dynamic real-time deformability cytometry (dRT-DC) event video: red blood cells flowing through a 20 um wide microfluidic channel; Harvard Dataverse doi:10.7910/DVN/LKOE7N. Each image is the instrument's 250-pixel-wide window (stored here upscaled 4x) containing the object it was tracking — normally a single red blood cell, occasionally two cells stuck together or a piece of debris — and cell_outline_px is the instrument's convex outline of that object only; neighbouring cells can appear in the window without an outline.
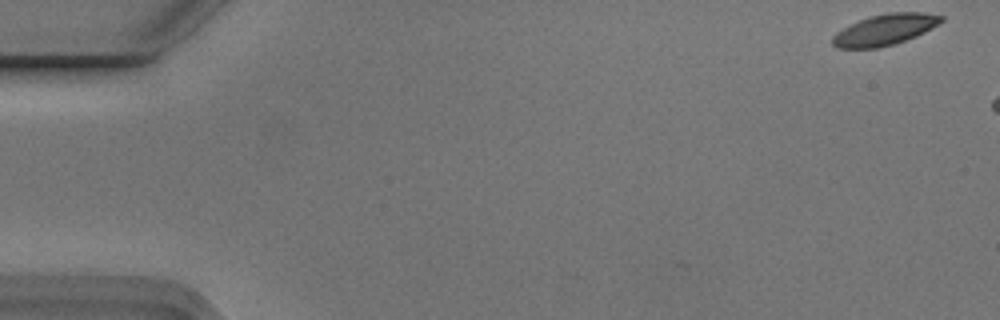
{"species": "Egyptian fruit bat (a non-hibernating species)", "species_latin": "Rousettus aegyptiacus", "temperature_condition": "cold", "stored_images_in_passage": 3, "camera_frame_rate_fps": 3000, "um_per_image_px": 0.085, "animal": {"sex": "male"}, "frame": {"image": 1, "passage_image": 1, "time_ms": 0.0, "image_size_px": [1000, 320], "cell_outline_px": [[944, 20], [932, 28], [916, 36], [892, 44], [876, 48], [836, 48], [832, 44], [832, 36], [836, 32], [868, 16], [888, 12], [924, 12], [944, 16]], "centroid_in_image_um": [75.22, 2.51], "position_along_channel_um": 9.8, "area_um2": 19.54}}